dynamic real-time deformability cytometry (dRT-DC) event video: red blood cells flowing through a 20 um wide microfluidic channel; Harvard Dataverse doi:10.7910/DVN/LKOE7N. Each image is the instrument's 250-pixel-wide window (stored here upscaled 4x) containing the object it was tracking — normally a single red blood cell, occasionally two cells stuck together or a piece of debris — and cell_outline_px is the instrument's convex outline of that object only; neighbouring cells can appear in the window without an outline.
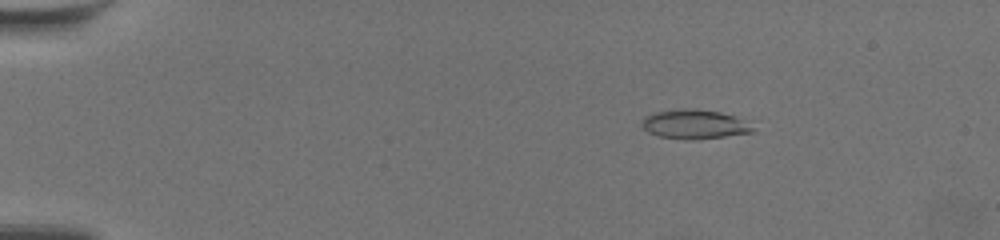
{"species": "common noctule bat (a hibernating species)", "species_latin": "Nyctalus noctula", "temperature_condition": "warm", "stored_images_in_passage": 56, "camera_frame_rate_fps": 3000, "um_per_image_px": 0.085, "animal": {"sex": "female", "body_mass_g": 19.5, "forearm_length_mm": 54.1}, "frame": {"image": 1, "passage_image": 6, "time_ms": 1.667, "image_size_px": [1000, 240], "cell_outline_px": [[756, 132], [692, 140], [684, 140], [660, 136], [648, 132], [644, 128], [644, 116], [656, 112], [680, 108], [688, 108], [720, 112], [736, 116], [752, 128]], "centroid_in_image_um": [59.02, 10.56], "position_along_channel_um": 26.0, "area_um2": 18.61}}
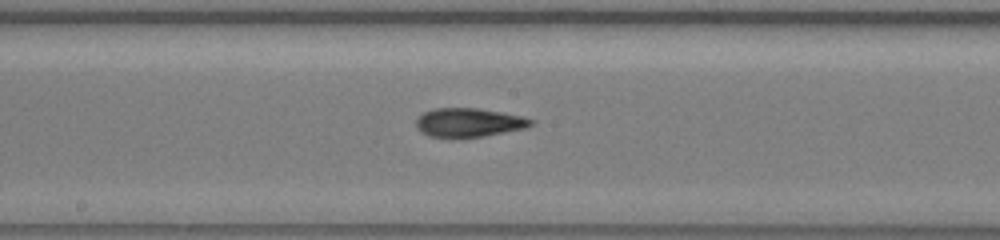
{"frame": {"image": 2, "passage_image": 30, "time_ms": 9.667, "image_size_px": [1000, 240], "cell_outline_px": [[536, 120], [532, 124], [524, 128], [484, 136], [460, 140], [456, 140], [428, 136], [420, 132], [416, 128], [416, 120], [424, 112], [432, 108], [476, 108], [500, 112], [520, 116]], "centroid_in_image_um": [39.78, 10.45], "position_along_channel_um": 208.4, "area_um2": 19.77}}
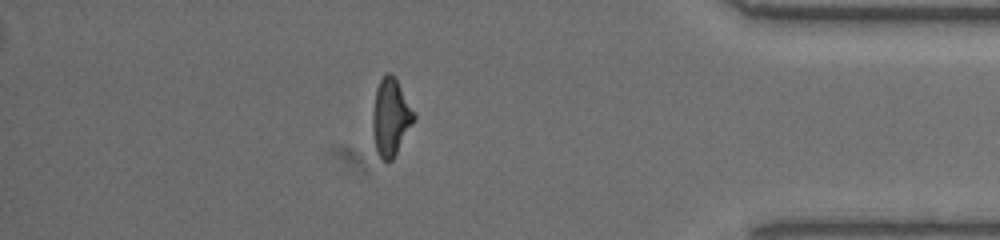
{"frame": {"image": 3, "passage_image": 49, "time_ms": 16.0, "image_size_px": [1000, 240], "cell_outline_px": [[416, 116], [412, 124], [392, 160], [380, 160], [376, 152], [372, 128], [372, 112], [376, 88], [384, 72], [392, 72], [416, 112]], "centroid_in_image_um": [33.2, 9.92], "position_along_channel_um": 402.0, "area_um2": 18.79}, "authors_computed_cell_mechanics": {"area_um2": 18.6983, "velocity_mm_per_s": 3.5244, "shape_relaxation_time_tau1_ms": 6.0572, "shape_relaxation_time_tau2_ms": 3.4053, "deformation_change_tau1": 0.192, "deformation_change_tau2": 0.1103}}